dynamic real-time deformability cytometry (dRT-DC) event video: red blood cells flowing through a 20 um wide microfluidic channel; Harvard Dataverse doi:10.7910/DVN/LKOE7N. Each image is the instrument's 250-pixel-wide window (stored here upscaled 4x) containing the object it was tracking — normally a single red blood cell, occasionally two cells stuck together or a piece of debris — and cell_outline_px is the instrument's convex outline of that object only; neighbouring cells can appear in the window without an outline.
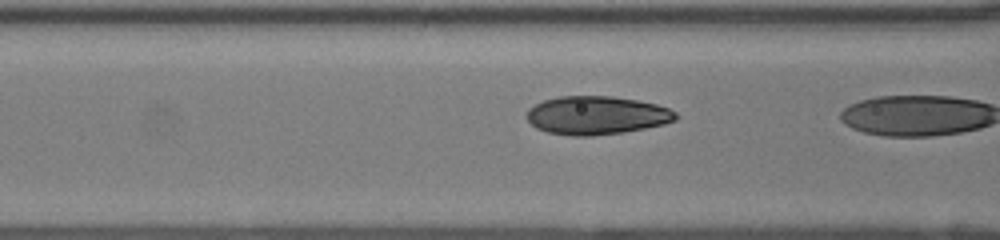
{"species": "human", "species_latin": "Homo sapiens", "temperature_condition": "room temperature", "stored_images_in_passage": 22, "segment_of_instrument_passage": [2, 2], "camera_frame_rate_fps": 3000, "um_per_image_px": 0.085, "donor": {"sex": "female"}, "frame": {"image": 1, "passage_image": 21, "time_ms": 6.667, "image_size_px": [1000, 240], "cell_outline_px": [[680, 116], [676, 120], [664, 124], [644, 128], [620, 132], [592, 136], [572, 136], [548, 132], [536, 128], [524, 116], [528, 108], [544, 100], [560, 96], [612, 96], [636, 100], [656, 104], [668, 108], [676, 112]], "centroid_in_image_um": [50.7, 9.8], "position_along_channel_um": 115.9, "area_um2": 33.35}}